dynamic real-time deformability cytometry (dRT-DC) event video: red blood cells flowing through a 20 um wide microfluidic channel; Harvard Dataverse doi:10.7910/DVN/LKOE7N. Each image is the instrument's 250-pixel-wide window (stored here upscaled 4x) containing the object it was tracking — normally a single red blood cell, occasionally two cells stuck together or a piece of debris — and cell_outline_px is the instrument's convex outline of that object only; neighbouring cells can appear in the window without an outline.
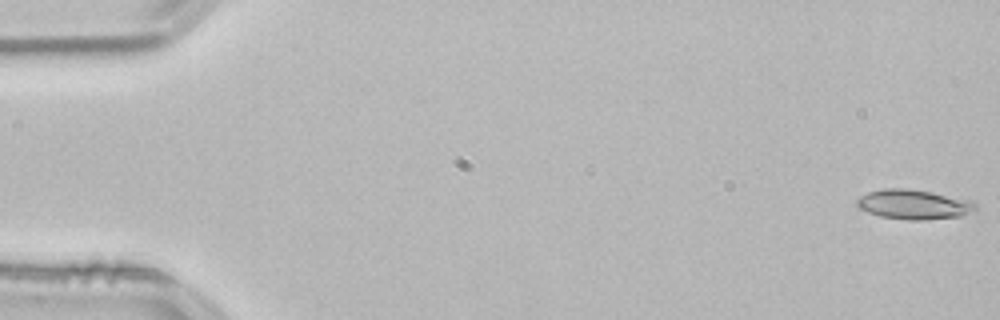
{"species": "common noctule bat (a hibernating species)", "species_latin": "Nyctalus noctula", "temperature_condition": "room temperature", "stored_images_in_passage": 53, "camera_frame_rate_fps": 3000, "um_per_image_px": 0.085, "animal": {"sex": "male", "body_mass_g": 21.5, "forearm_length_mm": 52.0}, "frame": {"image": 1, "passage_image": 1, "time_ms": 0.0, "image_size_px": [1000, 320], "cell_outline_px": [[976, 208], [960, 216], [924, 220], [908, 220], [880, 216], [868, 212], [860, 208], [856, 204], [856, 200], [860, 196], [868, 192], [884, 188], [904, 188], [932, 192], [972, 200], [976, 204]], "centroid_in_image_um": [77.65, 17.37], "position_along_channel_um": 7.4, "area_um2": 20.4}}
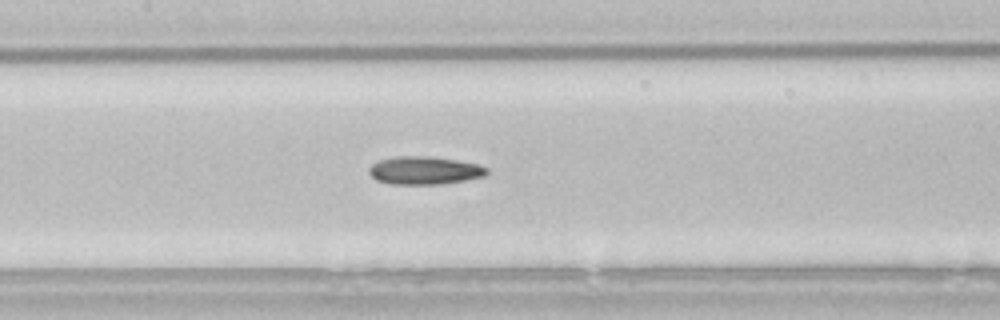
{"frame": {"image": 2, "passage_image": 25, "time_ms": 8.0, "image_size_px": [1000, 320], "cell_outline_px": [[488, 172], [484, 176], [464, 180], [440, 184], [392, 184], [376, 180], [368, 172], [368, 168], [372, 164], [380, 160], [396, 156], [428, 156], [456, 160], [476, 164], [488, 168]], "centroid_in_image_um": [36.05, 14.48], "position_along_channel_um": 171.4, "area_um2": 19.07}}
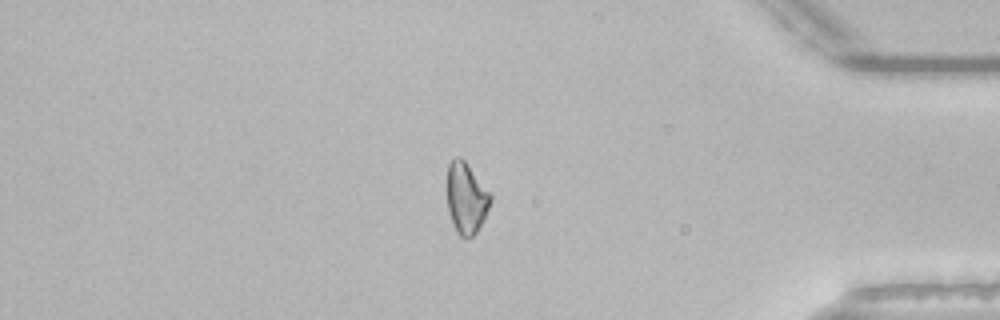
{"frame": {"image": 3, "passage_image": 45, "time_ms": 14.667, "image_size_px": [1000, 320], "cell_outline_px": [[492, 200], [476, 232], [468, 240], [464, 240], [456, 232], [448, 212], [444, 188], [448, 164], [456, 156], [460, 156], [464, 160], [492, 196]], "centroid_in_image_um": [39.55, 16.84], "position_along_channel_um": 395.6, "area_um2": 18.38}}